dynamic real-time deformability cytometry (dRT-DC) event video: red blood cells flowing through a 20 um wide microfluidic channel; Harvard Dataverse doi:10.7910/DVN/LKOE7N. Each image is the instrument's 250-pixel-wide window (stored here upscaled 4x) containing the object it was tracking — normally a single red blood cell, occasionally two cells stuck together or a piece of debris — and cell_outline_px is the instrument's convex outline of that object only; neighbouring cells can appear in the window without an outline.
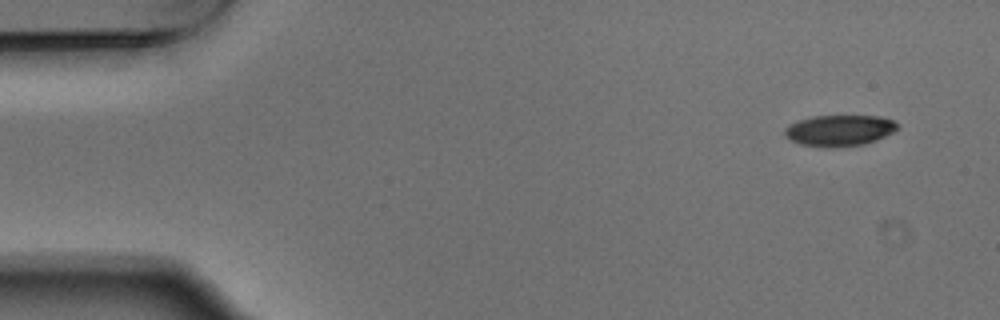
{"species": "Egyptian fruit bat (a non-hibernating species)", "species_latin": "Rousettus aegyptiacus", "temperature_condition": "warm", "stored_images_in_passage": 5, "camera_frame_rate_fps": 3000, "um_per_image_px": 0.085, "animal": {"sex": "male"}, "frame": {"image": 1, "passage_image": 1, "time_ms": 0.0, "image_size_px": [1000, 320], "cell_outline_px": [[900, 124], [892, 132], [876, 140], [864, 144], [828, 148], [800, 144], [784, 136], [784, 128], [800, 120], [812, 116], [880, 116], [892, 120]], "centroid_in_image_um": [71.34, 11.09], "position_along_channel_um": 13.7, "area_um2": 20.29}}
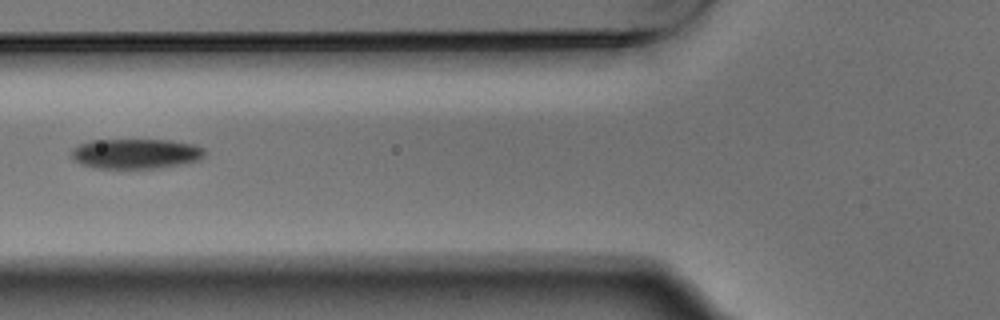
{"frame": {"image": 2, "passage_image": 5, "time_ms": 1.333, "image_size_px": [1000, 320], "cell_outline_px": [[208, 152], [200, 160], [180, 164], [152, 168], [96, 168], [80, 164], [68, 152], [72, 148], [80, 144], [92, 140], [172, 140], [192, 144], [204, 148]], "centroid_in_image_um": [11.54, 13.05], "position_along_channel_um": 114.3, "area_um2": 23.35}}